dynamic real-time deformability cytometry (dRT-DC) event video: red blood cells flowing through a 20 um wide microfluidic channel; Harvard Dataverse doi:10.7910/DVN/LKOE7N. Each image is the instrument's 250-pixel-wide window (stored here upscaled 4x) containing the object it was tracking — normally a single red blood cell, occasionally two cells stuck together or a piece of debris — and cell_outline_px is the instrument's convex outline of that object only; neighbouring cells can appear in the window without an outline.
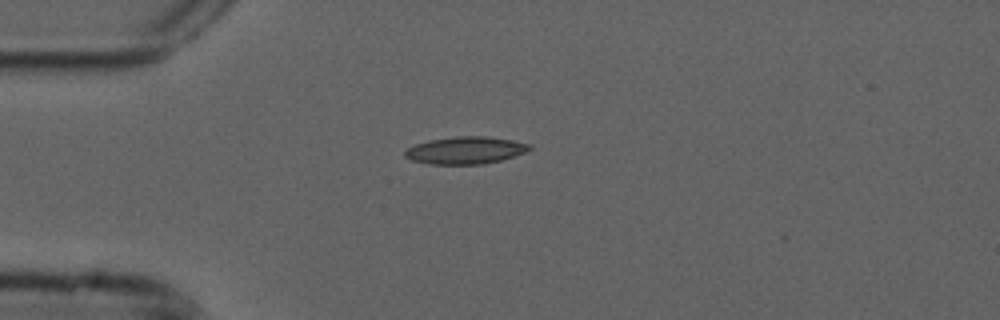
{"species": "common noctule bat (a hibernating species)", "species_latin": "Nyctalus noctula", "temperature_condition": "cold", "stored_images_in_passage": 3, "camera_frame_rate_fps": 3000, "um_per_image_px": 0.085, "animal": {"sex": "male", "forearm_length_mm": 52.5}, "frame": {"image": 1, "passage_image": 1, "time_ms": 0.0, "image_size_px": [1000, 320], "cell_outline_px": [[532, 148], [524, 152], [500, 160], [484, 164], [428, 164], [412, 160], [404, 156], [404, 152], [408, 148], [416, 144], [428, 140], [456, 136], [488, 136], [512, 140], [532, 144]], "centroid_in_image_um": [39.56, 12.77], "position_along_channel_um": 45.4, "area_um2": 19.77}}
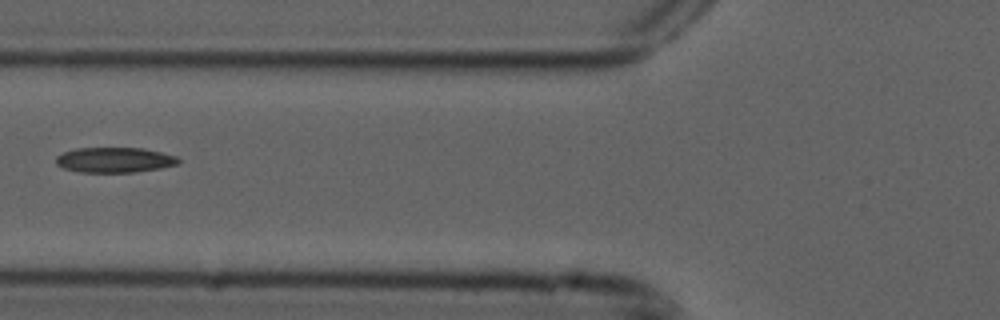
{"frame": {"image": 2, "passage_image": 3, "time_ms": 0.667, "image_size_px": [1000, 320], "cell_outline_px": [[180, 164], [160, 168], [132, 172], [80, 172], [64, 168], [56, 164], [56, 156], [64, 152], [76, 148], [144, 148], [176, 156], [180, 160]], "centroid_in_image_um": [9.75, 13.59], "position_along_channel_um": 116.1, "area_um2": 17.92}}